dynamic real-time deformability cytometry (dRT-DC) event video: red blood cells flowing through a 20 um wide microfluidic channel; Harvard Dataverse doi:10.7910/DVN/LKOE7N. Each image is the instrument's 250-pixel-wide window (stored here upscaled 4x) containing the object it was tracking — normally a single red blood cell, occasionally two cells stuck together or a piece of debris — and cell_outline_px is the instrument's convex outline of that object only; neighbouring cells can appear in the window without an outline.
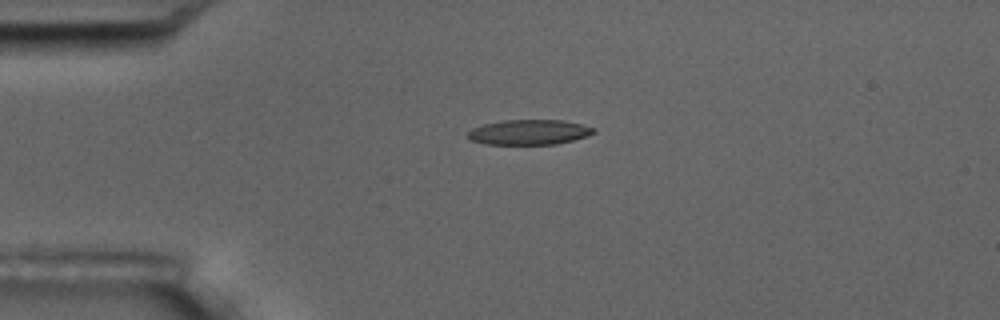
{"species": "common noctule bat (a hibernating species)", "species_latin": "Nyctalus noctula", "temperature_condition": "room temperature", "stored_images_in_passage": 3, "camera_frame_rate_fps": 3000, "um_per_image_px": 0.085, "animal": {"sex": "male", "body_mass_g": 17.5, "forearm_length_mm": 52.3}, "frame": {"image": 1, "passage_image": 1, "time_ms": 0.0, "image_size_px": [1000, 320], "cell_outline_px": [[596, 132], [588, 136], [556, 144], [484, 144], [472, 140], [468, 136], [468, 132], [472, 128], [484, 124], [504, 120], [564, 120], [596, 128]], "centroid_in_image_um": [45.0, 11.23], "position_along_channel_um": 40.0, "area_um2": 18.32}}